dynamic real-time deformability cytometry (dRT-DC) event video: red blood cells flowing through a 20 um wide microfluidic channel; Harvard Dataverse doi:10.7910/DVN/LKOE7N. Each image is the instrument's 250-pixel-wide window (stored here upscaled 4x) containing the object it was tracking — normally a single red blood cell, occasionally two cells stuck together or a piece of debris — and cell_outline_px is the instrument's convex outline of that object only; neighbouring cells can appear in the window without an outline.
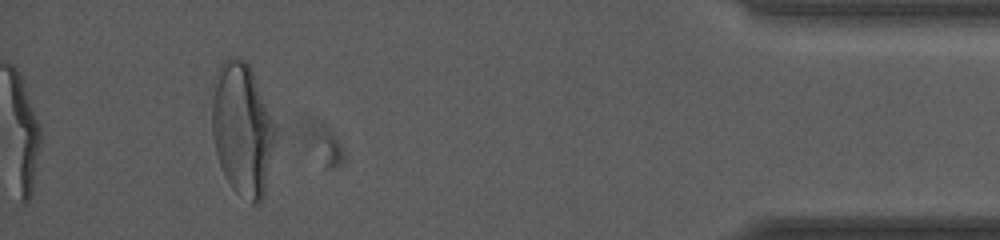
{"species": "human", "species_latin": "Homo sapiens", "temperature_condition": "room temperature", "stored_images_in_passage": 30, "camera_frame_rate_fps": 3000, "um_per_image_px": 0.085, "donor": {"sex": "female"}, "frame": {"image": 1, "passage_image": 30, "time_ms": 9.667, "image_size_px": [1000, 240], "cell_outline_px": [[276, 136], [264, 196], [260, 204], [252, 204], [236, 192], [232, 188], [220, 164], [216, 152], [212, 136], [212, 100], [216, 68], [228, 56], [240, 56], [248, 64], [252, 72], [276, 128]], "centroid_in_image_um": [20.58, 10.98], "position_along_channel_um": 414.6, "area_um2": 48.9}}